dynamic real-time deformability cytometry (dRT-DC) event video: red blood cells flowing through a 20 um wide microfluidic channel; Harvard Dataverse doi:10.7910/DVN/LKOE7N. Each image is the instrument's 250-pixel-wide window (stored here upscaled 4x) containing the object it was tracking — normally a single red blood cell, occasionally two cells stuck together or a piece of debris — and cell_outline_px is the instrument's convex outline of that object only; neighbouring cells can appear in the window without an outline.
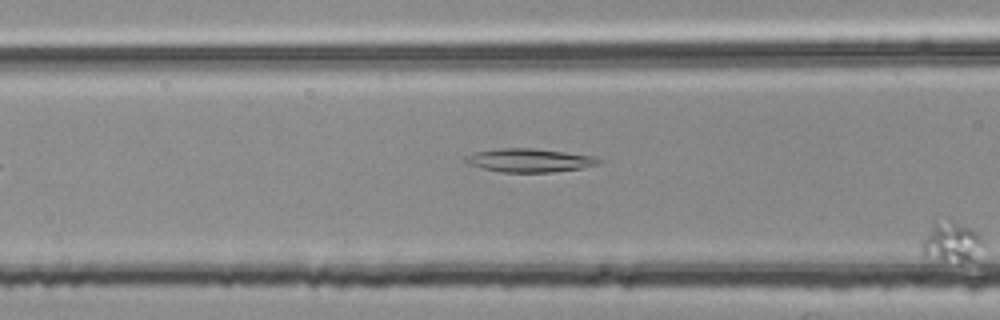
{"species": "common noctule bat (a hibernating species)", "species_latin": "Nyctalus noctula", "temperature_condition": "room temperature", "stored_images_in_passage": 6, "camera_frame_rate_fps": 3000, "um_per_image_px": 0.085, "animal": {"sex": "female", "body_mass_g": 25.1}, "frame": {"image": 1, "passage_image": 5, "time_ms": 1.333, "image_size_px": [1000, 320], "cell_outline_px": [[604, 160], [600, 164], [580, 168], [552, 172], [500, 172], [468, 164], [464, 160], [464, 156], [476, 152], [500, 148], [532, 148], [596, 156]], "centroid_in_image_um": [45.04, 13.62], "position_along_channel_um": 121.6, "area_um2": 18.21}}